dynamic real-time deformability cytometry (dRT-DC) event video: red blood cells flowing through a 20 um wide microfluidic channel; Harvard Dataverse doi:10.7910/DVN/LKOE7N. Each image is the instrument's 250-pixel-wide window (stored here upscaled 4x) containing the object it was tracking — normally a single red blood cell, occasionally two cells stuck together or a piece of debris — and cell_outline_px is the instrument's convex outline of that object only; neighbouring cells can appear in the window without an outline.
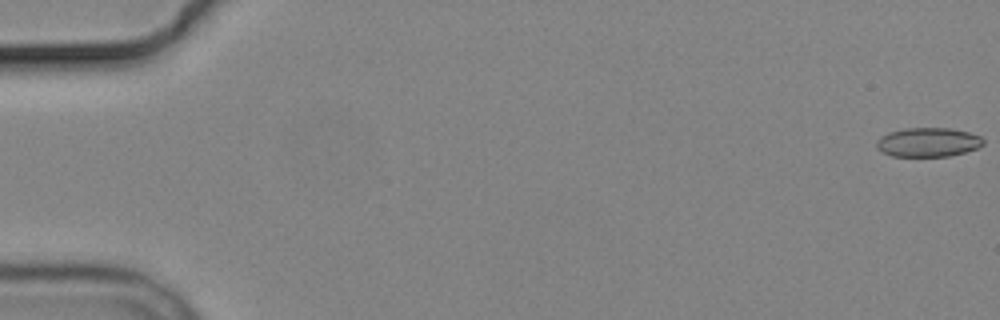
{"species": "common noctule bat (a hibernating species)", "species_latin": "Nyctalus noctula", "temperature_condition": "cold", "stored_images_in_passage": 9, "camera_frame_rate_fps": 3000, "um_per_image_px": 0.085, "animal": {"sex": "male", "body_mass_g": 19.2, "forearm_length_mm": 51.8}, "frame": {"image": 1, "passage_image": 1, "time_ms": 0.0, "image_size_px": [1000, 320], "cell_outline_px": [[984, 144], [976, 148], [964, 152], [948, 156], [892, 156], [880, 152], [876, 148], [876, 140], [880, 136], [888, 132], [904, 128], [948, 128], [968, 132], [980, 136], [984, 140]], "centroid_in_image_um": [78.83, 12.09], "position_along_channel_um": 6.2, "area_um2": 18.21}}
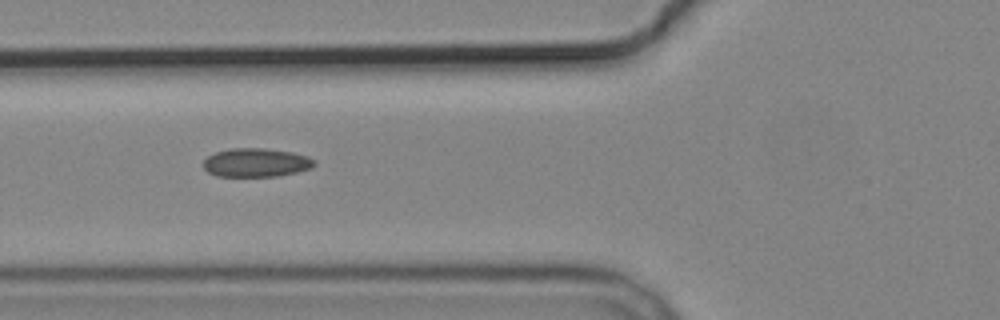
{"frame": {"image": 2, "passage_image": 7, "time_ms": 7.0, "image_size_px": [1000, 320], "cell_outline_px": [[316, 164], [312, 168], [296, 172], [276, 176], [216, 176], [208, 172], [204, 168], [204, 160], [208, 156], [216, 152], [232, 148], [264, 148], [292, 152], [308, 156], [316, 160]], "centroid_in_image_um": [21.8, 13.82], "position_along_channel_um": 104.0, "area_um2": 18.55}}
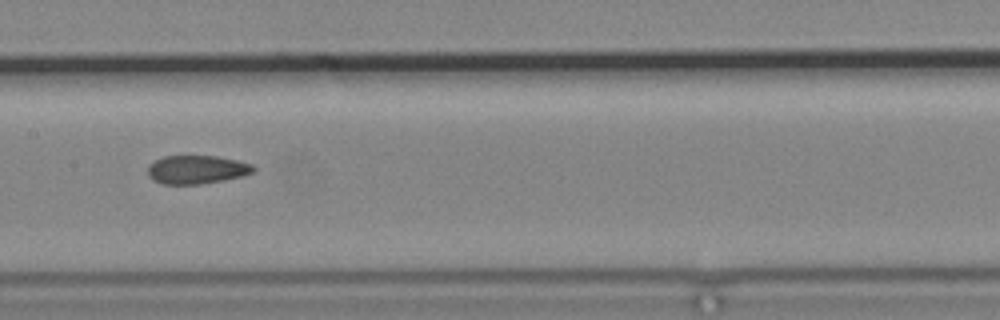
{"frame": {"image": 3, "passage_image": 9, "time_ms": 9.333, "image_size_px": [1000, 320], "cell_outline_px": [[256, 168], [252, 172], [244, 176], [224, 180], [200, 184], [160, 184], [152, 180], [148, 176], [148, 164], [164, 156], [216, 156], [236, 160], [252, 164]], "centroid_in_image_um": [16.7, 14.42], "position_along_channel_um": 190.7, "area_um2": 17.63}}